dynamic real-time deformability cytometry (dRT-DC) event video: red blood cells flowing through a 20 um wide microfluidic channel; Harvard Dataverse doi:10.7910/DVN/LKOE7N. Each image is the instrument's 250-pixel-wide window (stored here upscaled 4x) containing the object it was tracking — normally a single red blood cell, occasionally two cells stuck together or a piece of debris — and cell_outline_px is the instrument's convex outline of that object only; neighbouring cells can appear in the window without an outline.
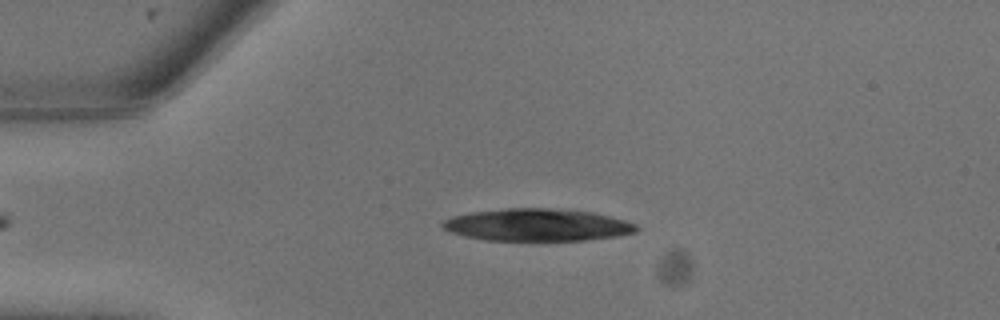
{"species": "common noctule bat (a hibernating species)", "species_latin": "Nyctalus noctula", "temperature_condition": "warm", "stored_images_in_passage": 8, "camera_frame_rate_fps": 3000, "um_per_image_px": 0.085, "animal": {"sex": "male", "body_mass_g": 13.3}, "frame": {"image": 1, "passage_image": 5, "time_ms": 1.333, "image_size_px": [1000, 320], "cell_outline_px": [[640, 228], [636, 232], [616, 236], [584, 240], [484, 240], [464, 236], [452, 232], [444, 228], [440, 224], [444, 220], [452, 216], [472, 212], [508, 208], [548, 208], [592, 212], [624, 220], [636, 224]], "centroid_in_image_um": [45.66, 19.12], "position_along_channel_um": 39.3, "area_um2": 36.24}}